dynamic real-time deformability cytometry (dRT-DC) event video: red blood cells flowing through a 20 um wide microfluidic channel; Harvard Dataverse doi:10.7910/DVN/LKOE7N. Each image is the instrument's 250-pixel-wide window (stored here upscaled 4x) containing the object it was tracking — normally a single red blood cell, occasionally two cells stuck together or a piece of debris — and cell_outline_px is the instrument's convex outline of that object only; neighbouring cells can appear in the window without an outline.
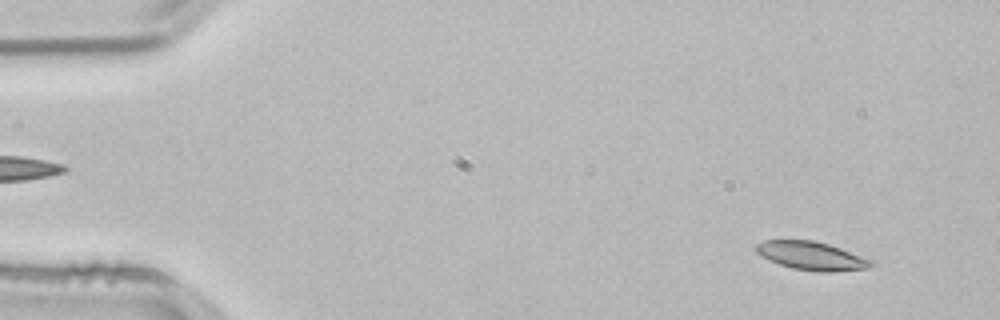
{"species": "common noctule bat (a hibernating species)", "species_latin": "Nyctalus noctula", "temperature_condition": "room temperature", "stored_images_in_passage": 53, "camera_frame_rate_fps": 3000, "um_per_image_px": 0.085, "animal": {"sex": "male", "body_mass_g": 21.5, "forearm_length_mm": 52.0}, "frame": {"image": 1, "passage_image": 4, "time_ms": 1.0, "image_size_px": [1000, 320], "cell_outline_px": [[876, 264], [868, 268], [832, 272], [820, 272], [792, 268], [768, 260], [760, 256], [756, 252], [756, 244], [764, 240], [812, 240], [828, 244], [840, 248], [872, 260]], "centroid_in_image_um": [68.97, 21.75], "position_along_channel_um": 16.0, "area_um2": 19.02}}
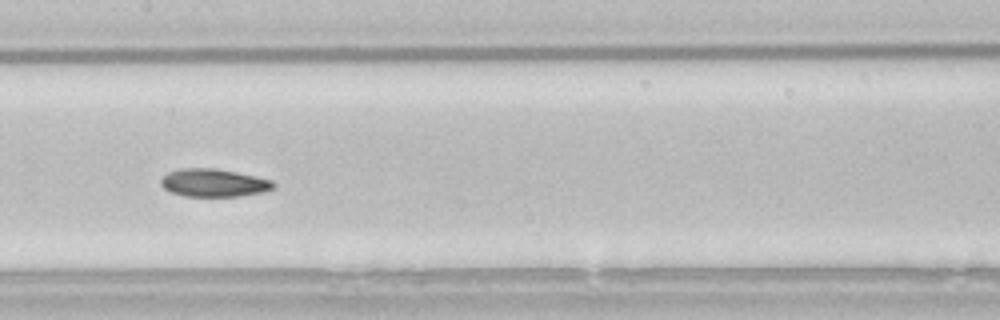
{"frame": {"image": 2, "passage_image": 26, "time_ms": 8.333, "image_size_px": [1000, 320], "cell_outline_px": [[276, 188], [264, 192], [240, 196], [184, 196], [168, 192], [160, 184], [160, 180], [168, 172], [184, 168], [216, 168], [256, 176], [272, 180], [276, 184]], "centroid_in_image_um": [18.19, 15.54], "position_along_channel_um": 189.2, "area_um2": 18.5}}
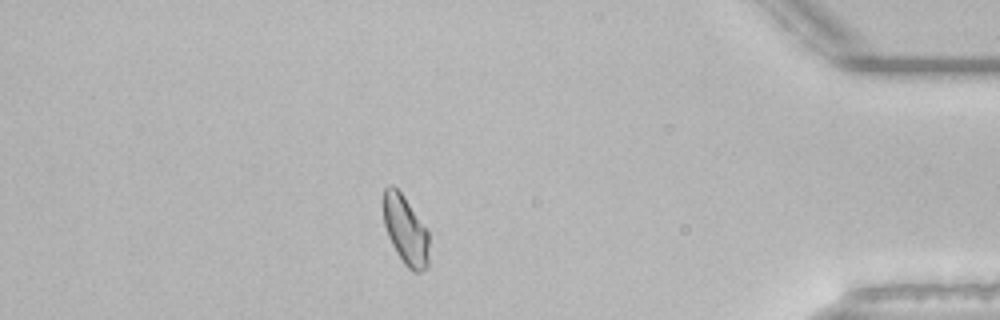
{"frame": {"image": 3, "passage_image": 46, "time_ms": 15.0, "image_size_px": [1000, 320], "cell_outline_px": [[428, 268], [420, 272], [412, 272], [404, 264], [396, 252], [388, 236], [384, 224], [384, 188], [392, 184], [404, 196], [428, 232]], "centroid_in_image_um": [34.47, 19.6], "position_along_channel_um": 400.7, "area_um2": 18.15}, "authors_computed_cell_mechanics": {"area_um2": 18.785, "velocity_mm_per_s": 3.8024, "shape_relaxation_time_tau1_ms": 5.7778, "shape_relaxation_time_tau2_ms": 4.2757, "deformation_change_tau1": 0.1072, "deformation_change_tau2": 0.0885}}